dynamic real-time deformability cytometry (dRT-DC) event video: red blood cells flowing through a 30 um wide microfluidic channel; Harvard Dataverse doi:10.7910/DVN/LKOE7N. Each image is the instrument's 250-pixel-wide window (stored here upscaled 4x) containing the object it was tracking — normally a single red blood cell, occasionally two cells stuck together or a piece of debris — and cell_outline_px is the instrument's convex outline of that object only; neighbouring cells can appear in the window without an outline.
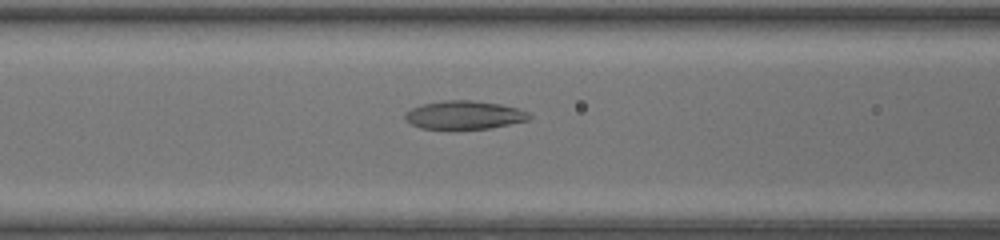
{"species": "common noctule bat (a hibernating species)", "species_latin": "Nyctalus noctula", "temperature_condition": "warm", "stored_images_in_passage": 35, "camera_frame_rate_fps": 3000, "um_per_image_px": 0.085, "animal": {"sex": "female", "body_mass_g": 17.0, "forearm_length_mm": 48.0}, "frame": {"image": 1, "passage_image": 11, "time_ms": 3.333, "image_size_px": [1000, 240], "cell_outline_px": [[532, 116], [528, 120], [488, 128], [452, 132], [420, 128], [404, 120], [404, 112], [412, 108], [424, 104], [444, 100], [472, 100], [500, 104], [516, 108], [528, 112]], "centroid_in_image_um": [39.39, 9.82], "position_along_channel_um": 127.2, "area_um2": 21.21}}
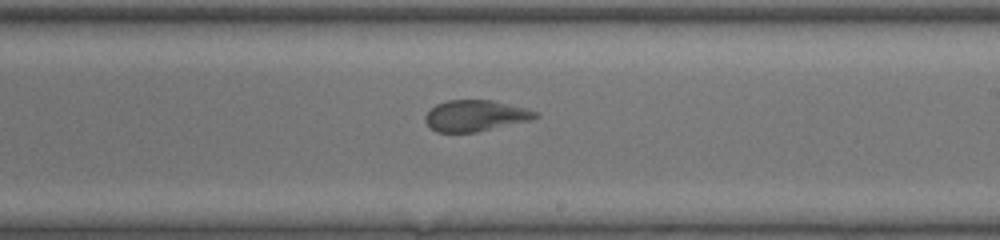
{"frame": {"image": 2, "passage_image": 20, "time_ms": 6.333, "image_size_px": [1000, 240], "cell_outline_px": [[540, 116], [528, 120], [476, 132], [436, 132], [424, 120], [424, 116], [436, 104], [448, 100], [492, 100], [524, 108], [536, 112]], "centroid_in_image_um": [40.36, 9.83], "position_along_channel_um": 248.6, "area_um2": 19.59}}
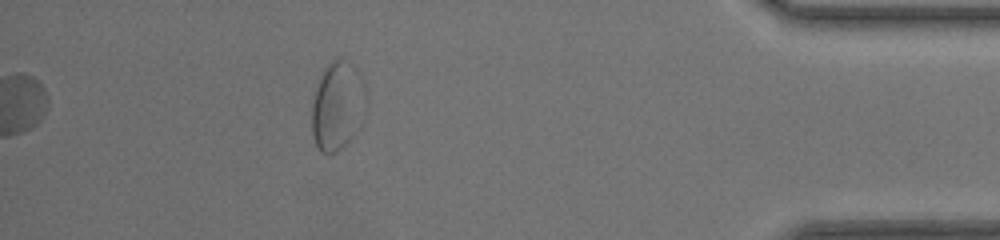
{"frame": {"image": 3, "passage_image": 35, "time_ms": 11.333, "image_size_px": [1000, 240], "cell_outline_px": [[356, 72], [352, 136], [336, 152], [320, 152], [312, 136], [312, 104], [316, 88], [328, 64], [332, 60], [344, 60], [352, 64], [356, 68]], "centroid_in_image_um": [28.4, 9.06], "position_along_channel_um": 406.8, "area_um2": 23.7}}